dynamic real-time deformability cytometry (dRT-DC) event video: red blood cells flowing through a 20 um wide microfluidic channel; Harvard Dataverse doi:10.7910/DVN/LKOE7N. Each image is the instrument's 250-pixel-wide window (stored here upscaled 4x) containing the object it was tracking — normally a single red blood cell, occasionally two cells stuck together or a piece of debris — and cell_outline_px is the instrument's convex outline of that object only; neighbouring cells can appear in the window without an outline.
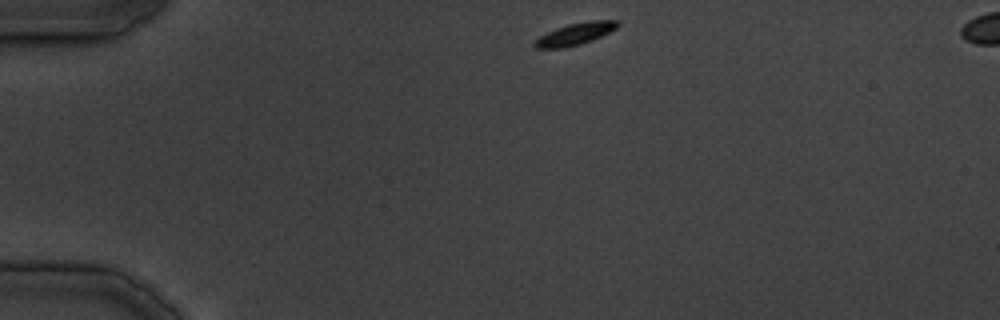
{"species": "common noctule bat (a hibernating species)", "species_latin": "Nyctalus noctula", "temperature_condition": "cold", "stored_images_in_passage": 29, "camera_frame_rate_fps": 3000, "um_per_image_px": 0.085, "animal": {"sex": "male", "body_mass_g": 19.5, "forearm_length_mm": 54.6}, "frame": {"image": 1, "passage_image": 1, "time_ms": 0.0, "image_size_px": [1000, 320], "cell_outline_px": [[620, 24], [616, 28], [592, 40], [580, 44], [564, 48], [536, 48], [532, 44], [540, 36], [556, 28], [568, 24], [588, 20], [616, 20]], "centroid_in_image_um": [48.88, 2.88], "position_along_channel_um": 36.1, "area_um2": 10.52}}
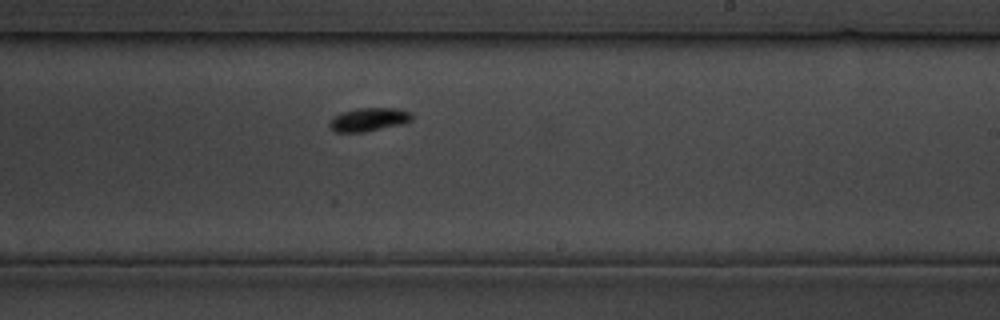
{"frame": {"image": 2, "passage_image": 16, "time_ms": 19.0, "image_size_px": [1000, 320], "cell_outline_px": [[412, 120], [404, 124], [364, 132], [336, 132], [328, 128], [328, 124], [336, 116], [344, 112], [360, 108], [396, 108], [412, 112]], "centroid_in_image_um": [31.39, 10.17], "position_along_channel_um": 257.6, "area_um2": 11.21}}